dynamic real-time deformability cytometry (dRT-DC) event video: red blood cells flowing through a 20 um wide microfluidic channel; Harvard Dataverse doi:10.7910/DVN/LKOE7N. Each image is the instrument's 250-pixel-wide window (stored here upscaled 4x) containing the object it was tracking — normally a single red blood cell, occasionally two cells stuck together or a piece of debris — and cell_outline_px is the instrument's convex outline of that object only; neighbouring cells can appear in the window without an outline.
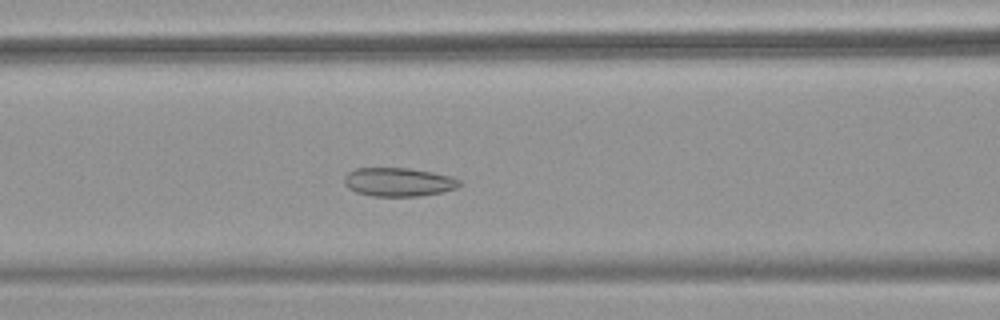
{"species": "common noctule bat (a hibernating species)", "species_latin": "Nyctalus noctula", "temperature_condition": "warm", "stored_images_in_passage": 38, "camera_frame_rate_fps": 3000, "um_per_image_px": 0.085, "animal": {"sex": "female", "body_mass_g": 18.4}, "frame": {"image": 1, "passage_image": 7, "time_ms": 2.0, "image_size_px": [1000, 320], "cell_outline_px": [[464, 184], [456, 188], [444, 192], [420, 196], [372, 196], [356, 192], [348, 188], [344, 184], [344, 176], [348, 172], [356, 168], [408, 168], [432, 172], [452, 176], [460, 180]], "centroid_in_image_um": [33.9, 15.47], "position_along_channel_um": 132.7, "area_um2": 19.48}}
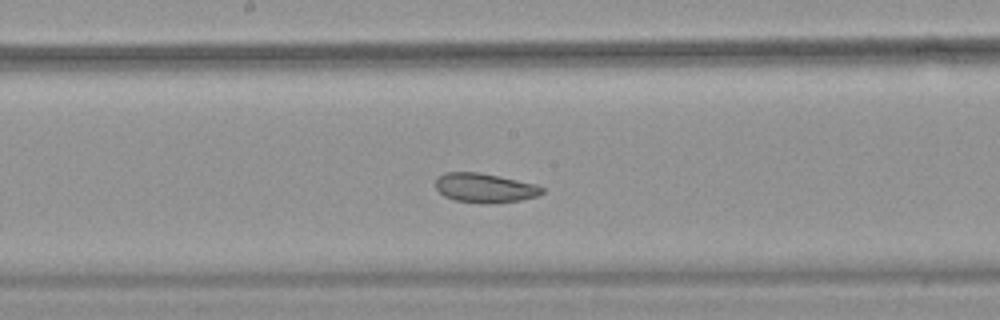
{"frame": {"image": 2, "passage_image": 13, "time_ms": 4.0, "image_size_px": [1000, 320], "cell_outline_px": [[544, 192], [540, 196], [520, 200], [492, 204], [480, 204], [456, 200], [444, 196], [436, 188], [436, 176], [444, 172], [480, 172], [500, 176], [536, 184], [544, 188]], "centroid_in_image_um": [41.22, 15.97], "position_along_channel_um": 207.0, "area_um2": 18.55}}
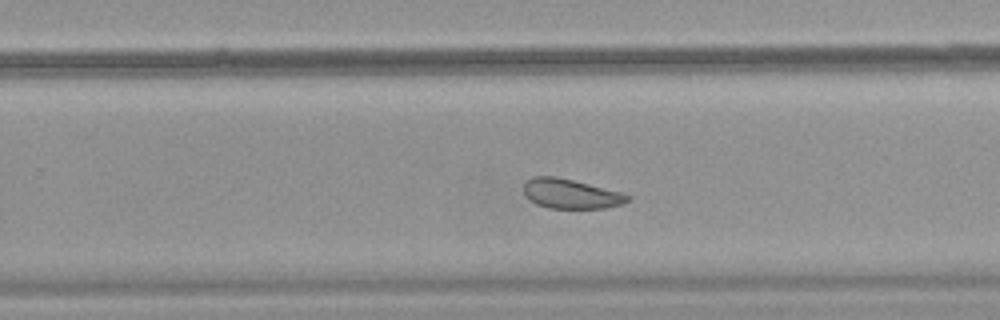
{"frame": {"image": 3, "passage_image": 19, "time_ms": 6.0, "image_size_px": [1000, 320], "cell_outline_px": [[632, 200], [620, 204], [604, 208], [548, 208], [536, 204], [528, 200], [524, 196], [524, 184], [532, 176], [556, 176], [624, 192], [632, 196]], "centroid_in_image_um": [48.53, 16.47], "position_along_channel_um": 281.3, "area_um2": 18.21}, "authors_computed_cell_mechanics": {"area_um2": 19.4786, "velocity_mm_per_s": 3.7287, "shape_relaxation_time_tau1_ms": null, "shape_relaxation_time_tau2_ms": 2.0565, "deformation_change_tau1": null, "deformation_change_tau2": 0.0781}}